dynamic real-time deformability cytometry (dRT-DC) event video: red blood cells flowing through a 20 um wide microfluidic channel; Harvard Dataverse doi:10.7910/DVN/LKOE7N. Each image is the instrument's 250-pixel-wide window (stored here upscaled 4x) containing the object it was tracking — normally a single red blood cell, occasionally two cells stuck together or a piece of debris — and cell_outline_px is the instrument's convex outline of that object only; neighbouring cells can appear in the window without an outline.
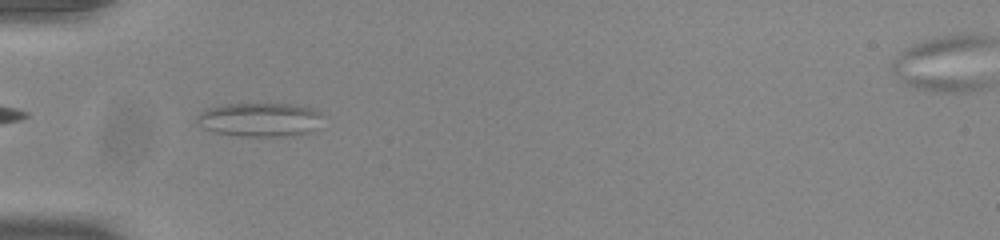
{"species": "common noctule bat (a hibernating species)", "species_latin": "Nyctalus noctula", "temperature_condition": "room temperature", "stored_images_in_passage": 37, "camera_frame_rate_fps": 3000, "um_per_image_px": 0.085, "animal": {"sex": "male", "body_mass_g": 20.0, "forearm_length_mm": 53.3}, "frame": {"image": 1, "passage_image": 3, "time_ms": 0.667, "image_size_px": [1000, 240], "cell_outline_px": [[324, 116], [316, 128], [308, 132], [292, 136], [240, 136], [212, 132], [204, 128], [196, 120], [196, 116], [204, 108], [224, 104], [296, 104], [316, 108]], "centroid_in_image_um": [22.1, 10.16], "position_along_channel_um": 62.9, "area_um2": 25.26}}
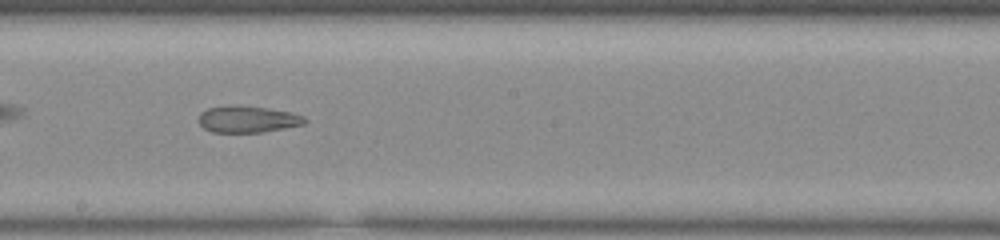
{"frame": {"image": 2, "passage_image": 16, "time_ms": 5.0, "image_size_px": [1000, 240], "cell_outline_px": [[308, 120], [304, 124], [264, 132], [212, 132], [204, 128], [200, 124], [200, 112], [208, 108], [264, 108], [292, 112], [304, 116]], "centroid_in_image_um": [21.12, 10.18], "position_along_channel_um": 227.1, "area_um2": 15.66}}
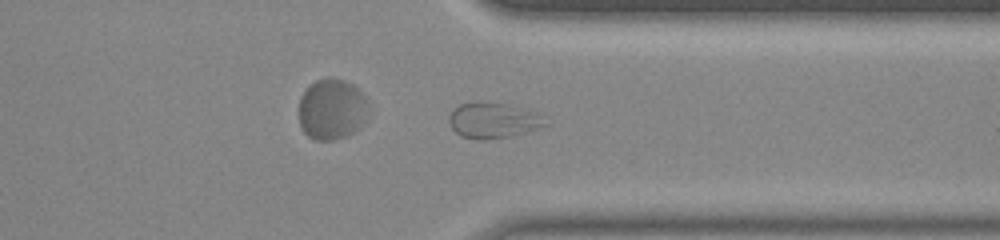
{"frame": {"image": 3, "passage_image": 27, "time_ms": 8.667, "image_size_px": [1000, 240], "cell_outline_px": [[548, 124], [512, 136], [480, 140], [476, 140], [460, 136], [452, 128], [448, 120], [448, 116], [460, 104], [504, 104], [536, 112]], "centroid_in_image_um": [41.88, 10.28], "position_along_channel_um": 369.5, "area_um2": 19.13}, "authors_computed_cell_mechanics": {"area_um2": 19.1318, "velocity_mm_per_s": 3.8775, "shape_relaxation_time_tau1_ms": null, "shape_relaxation_time_tau2_ms": 2.1231, "deformation_change_tau1": null, "deformation_change_tau2": 0.0785}}